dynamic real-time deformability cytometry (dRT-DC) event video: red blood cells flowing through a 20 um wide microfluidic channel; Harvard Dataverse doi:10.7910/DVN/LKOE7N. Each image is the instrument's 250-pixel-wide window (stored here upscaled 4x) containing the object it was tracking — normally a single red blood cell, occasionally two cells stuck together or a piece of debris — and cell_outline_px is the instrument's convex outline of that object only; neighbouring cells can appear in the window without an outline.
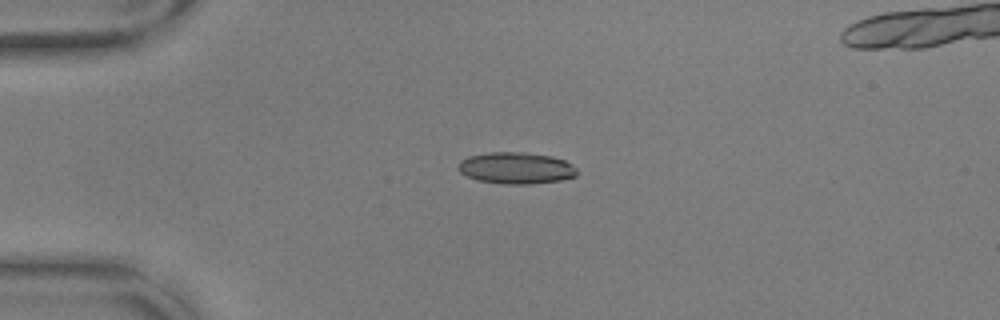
{"species": "common noctule bat (a hibernating species)", "species_latin": "Nyctalus noctula", "temperature_condition": "warm", "stored_images_in_passage": 55, "camera_frame_rate_fps": 3000, "um_per_image_px": 0.085, "animal": {"sex": "male", "body_mass_g": 17.9, "forearm_length_mm": 54.2}, "frame": {"image": 1, "passage_image": 13, "time_ms": 4.0, "image_size_px": [1000, 320], "cell_outline_px": [[576, 176], [560, 180], [532, 184], [504, 184], [480, 180], [468, 176], [460, 172], [456, 168], [456, 164], [460, 160], [468, 156], [492, 152], [520, 152], [552, 156], [564, 160], [572, 164], [576, 168]], "centroid_in_image_um": [43.85, 14.28], "position_along_channel_um": 41.2, "area_um2": 21.85}}
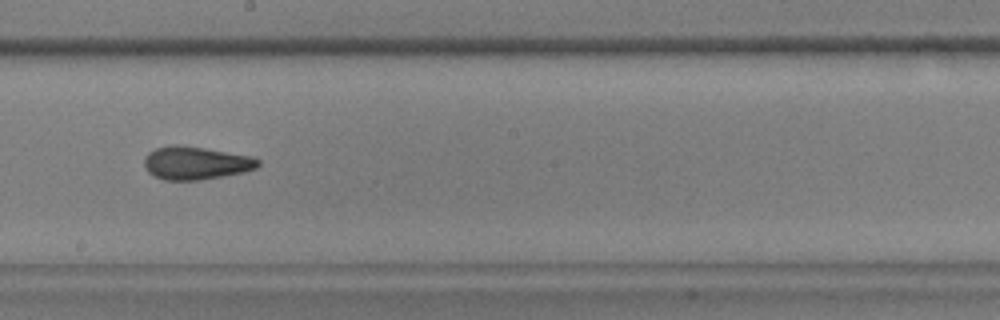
{"frame": {"image": 2, "passage_image": 31, "time_ms": 10.0, "image_size_px": [1000, 320], "cell_outline_px": [[260, 164], [256, 168], [244, 172], [200, 180], [164, 180], [152, 176], [144, 168], [144, 156], [148, 152], [156, 148], [172, 144], [176, 144], [204, 148], [252, 156], [260, 160]], "centroid_in_image_um": [16.6, 13.85], "position_along_channel_um": 231.6, "area_um2": 22.14}}
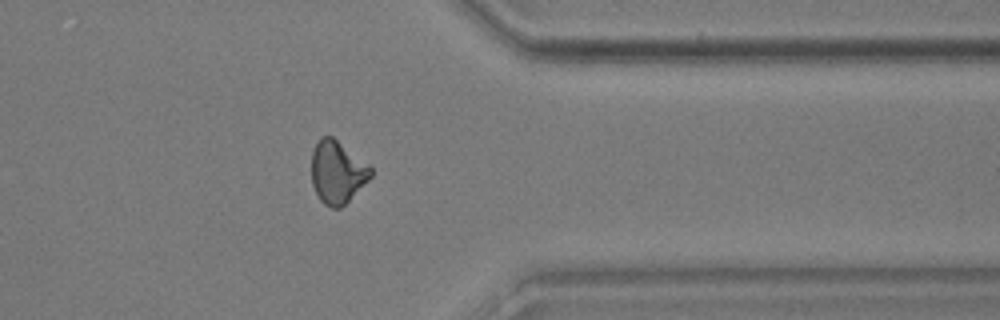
{"frame": {"image": 3, "passage_image": 44, "time_ms": 14.333, "image_size_px": [1000, 320], "cell_outline_px": [[372, 176], [340, 208], [332, 208], [324, 204], [320, 200], [312, 184], [312, 152], [320, 136], [332, 136], [368, 164], [372, 168]], "centroid_in_image_um": [28.65, 14.62], "position_along_channel_um": 382.7, "area_um2": 21.33}}